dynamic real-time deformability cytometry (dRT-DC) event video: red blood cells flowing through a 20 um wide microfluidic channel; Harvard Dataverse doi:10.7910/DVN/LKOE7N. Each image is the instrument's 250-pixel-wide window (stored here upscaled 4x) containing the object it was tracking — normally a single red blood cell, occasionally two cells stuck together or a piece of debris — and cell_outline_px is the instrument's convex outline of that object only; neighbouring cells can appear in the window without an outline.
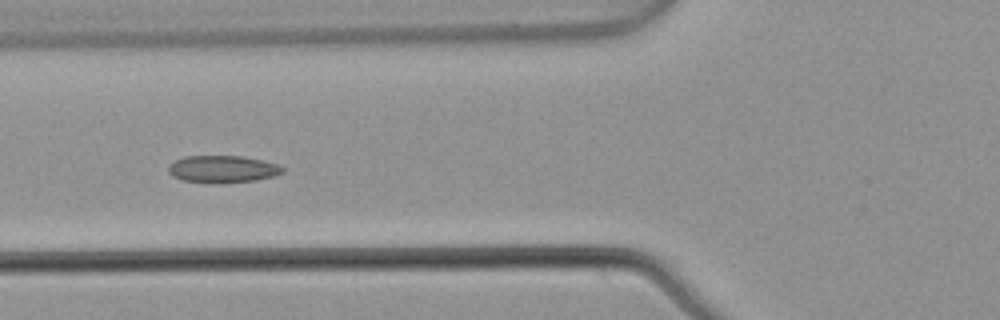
{"species": "common noctule bat (a hibernating species)", "species_latin": "Nyctalus noctula", "temperature_condition": "warm", "stored_images_in_passage": 8, "camera_frame_rate_fps": 3000, "um_per_image_px": 0.085, "animal": {"sex": "male", "body_mass_g": 21.5, "forearm_length_mm": 52.0}, "frame": {"image": 1, "passage_image": 7, "time_ms": 2.0, "image_size_px": [1000, 320], "cell_outline_px": [[284, 172], [276, 176], [256, 180], [220, 184], [212, 184], [180, 180], [172, 176], [168, 172], [168, 164], [184, 156], [244, 156], [264, 160], [276, 164], [284, 168]], "centroid_in_image_um": [18.91, 14.39], "position_along_channel_um": 106.9, "area_um2": 18.55}}
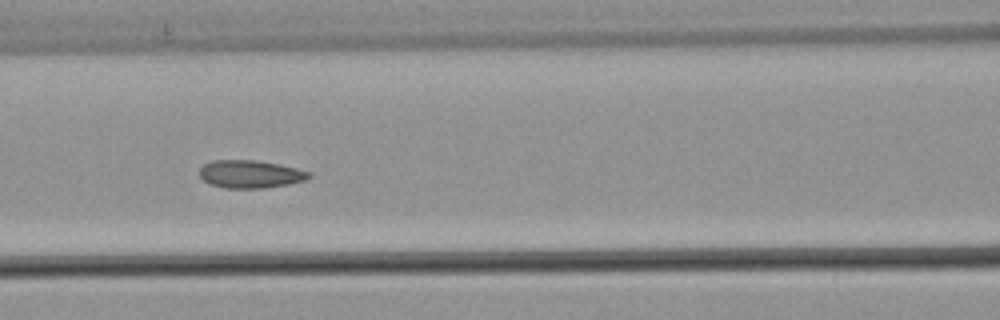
{"frame": {"image": 2, "passage_image": 8, "time_ms": 2.333, "image_size_px": [1000, 320], "cell_outline_px": [[312, 176], [304, 180], [288, 184], [264, 188], [224, 188], [212, 184], [204, 180], [200, 176], [200, 168], [204, 164], [212, 160], [256, 160], [280, 164], [296, 168], [308, 172]], "centroid_in_image_um": [21.26, 14.79], "position_along_channel_um": 145.3, "area_um2": 17.63}}